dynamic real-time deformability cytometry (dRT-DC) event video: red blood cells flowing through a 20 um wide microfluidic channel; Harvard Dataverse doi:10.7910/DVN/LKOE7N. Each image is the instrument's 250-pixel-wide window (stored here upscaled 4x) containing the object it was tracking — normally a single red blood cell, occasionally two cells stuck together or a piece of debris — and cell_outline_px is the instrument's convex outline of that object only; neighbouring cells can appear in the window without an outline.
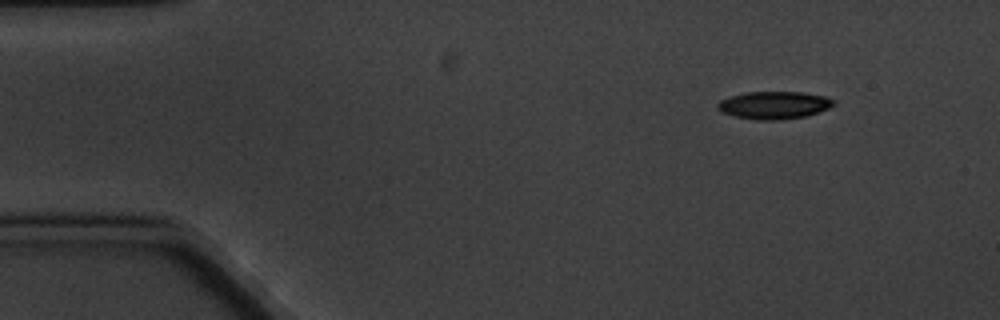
{"species": "common noctule bat (a hibernating species)", "species_latin": "Nyctalus noctula", "temperature_condition": "cold", "stored_images_in_passage": 4, "camera_frame_rate_fps": 3000, "um_per_image_px": 0.085, "animal": {"sex": "male", "body_mass_g": 20.1, "forearm_length_mm": 53.5}, "frame": {"image": 1, "passage_image": 1, "time_ms": 0.0, "image_size_px": [1000, 320], "cell_outline_px": [[836, 104], [828, 108], [804, 116], [780, 120], [756, 120], [736, 116], [724, 112], [716, 108], [716, 104], [720, 100], [728, 96], [744, 92], [800, 92], [824, 96], [836, 100]], "centroid_in_image_um": [65.77, 8.93], "position_along_channel_um": 19.2, "area_um2": 18.61}}
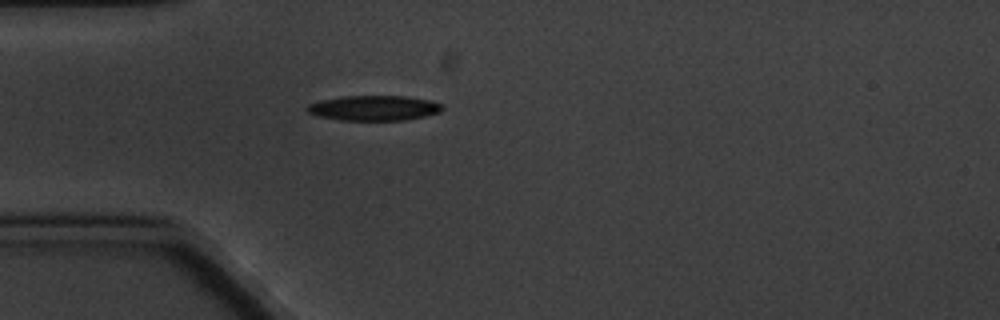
{"frame": {"image": 2, "passage_image": 4, "time_ms": 3.333, "image_size_px": [1000, 320], "cell_outline_px": [[444, 108], [440, 112], [424, 116], [404, 120], [340, 120], [316, 116], [308, 112], [304, 108], [308, 104], [320, 100], [344, 96], [408, 96], [428, 100], [440, 104]], "centroid_in_image_um": [31.74, 9.18], "position_along_channel_um": 53.3, "area_um2": 19.77}}